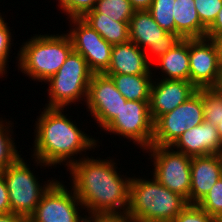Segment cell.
Segmentation results:
<instances>
[{"instance_id":"obj_23","label":"cell","mask_w":222,"mask_h":222,"mask_svg":"<svg viewBox=\"0 0 222 222\" xmlns=\"http://www.w3.org/2000/svg\"><path fill=\"white\" fill-rule=\"evenodd\" d=\"M12 118H9V120L5 118V115L3 117L0 115V172L14 164L24 154L16 145L14 128L16 129L18 126L14 127L16 123Z\"/></svg>"},{"instance_id":"obj_10","label":"cell","mask_w":222,"mask_h":222,"mask_svg":"<svg viewBox=\"0 0 222 222\" xmlns=\"http://www.w3.org/2000/svg\"><path fill=\"white\" fill-rule=\"evenodd\" d=\"M204 121L202 89L153 122L152 146H171L187 129Z\"/></svg>"},{"instance_id":"obj_36","label":"cell","mask_w":222,"mask_h":222,"mask_svg":"<svg viewBox=\"0 0 222 222\" xmlns=\"http://www.w3.org/2000/svg\"><path fill=\"white\" fill-rule=\"evenodd\" d=\"M0 222H27V219L15 213L0 214Z\"/></svg>"},{"instance_id":"obj_16","label":"cell","mask_w":222,"mask_h":222,"mask_svg":"<svg viewBox=\"0 0 222 222\" xmlns=\"http://www.w3.org/2000/svg\"><path fill=\"white\" fill-rule=\"evenodd\" d=\"M171 147L190 157L222 154V142L217 127L207 121L187 129Z\"/></svg>"},{"instance_id":"obj_7","label":"cell","mask_w":222,"mask_h":222,"mask_svg":"<svg viewBox=\"0 0 222 222\" xmlns=\"http://www.w3.org/2000/svg\"><path fill=\"white\" fill-rule=\"evenodd\" d=\"M143 153L145 158L148 154V164L152 163L147 165L152 166L151 176L170 191L180 194L190 204L192 157L174 150L171 146H150Z\"/></svg>"},{"instance_id":"obj_27","label":"cell","mask_w":222,"mask_h":222,"mask_svg":"<svg viewBox=\"0 0 222 222\" xmlns=\"http://www.w3.org/2000/svg\"><path fill=\"white\" fill-rule=\"evenodd\" d=\"M204 121L217 126L222 122V93L215 88L202 89Z\"/></svg>"},{"instance_id":"obj_15","label":"cell","mask_w":222,"mask_h":222,"mask_svg":"<svg viewBox=\"0 0 222 222\" xmlns=\"http://www.w3.org/2000/svg\"><path fill=\"white\" fill-rule=\"evenodd\" d=\"M196 91L197 88L187 80L153 78L149 96V111L153 122L184 103Z\"/></svg>"},{"instance_id":"obj_8","label":"cell","mask_w":222,"mask_h":222,"mask_svg":"<svg viewBox=\"0 0 222 222\" xmlns=\"http://www.w3.org/2000/svg\"><path fill=\"white\" fill-rule=\"evenodd\" d=\"M103 135L116 136L142 152L152 146L153 120L149 111V101L127 100L118 115L102 130ZM113 134V135H112ZM123 137V138H122Z\"/></svg>"},{"instance_id":"obj_22","label":"cell","mask_w":222,"mask_h":222,"mask_svg":"<svg viewBox=\"0 0 222 222\" xmlns=\"http://www.w3.org/2000/svg\"><path fill=\"white\" fill-rule=\"evenodd\" d=\"M112 78L118 91L127 100L149 101L153 74H105Z\"/></svg>"},{"instance_id":"obj_28","label":"cell","mask_w":222,"mask_h":222,"mask_svg":"<svg viewBox=\"0 0 222 222\" xmlns=\"http://www.w3.org/2000/svg\"><path fill=\"white\" fill-rule=\"evenodd\" d=\"M97 0H55L56 6L65 19L82 18L88 11L93 10Z\"/></svg>"},{"instance_id":"obj_29","label":"cell","mask_w":222,"mask_h":222,"mask_svg":"<svg viewBox=\"0 0 222 222\" xmlns=\"http://www.w3.org/2000/svg\"><path fill=\"white\" fill-rule=\"evenodd\" d=\"M198 205L213 218L222 212V177L215 183Z\"/></svg>"},{"instance_id":"obj_11","label":"cell","mask_w":222,"mask_h":222,"mask_svg":"<svg viewBox=\"0 0 222 222\" xmlns=\"http://www.w3.org/2000/svg\"><path fill=\"white\" fill-rule=\"evenodd\" d=\"M128 26L130 41L145 51L151 65L182 39L163 30L147 10L135 11Z\"/></svg>"},{"instance_id":"obj_1","label":"cell","mask_w":222,"mask_h":222,"mask_svg":"<svg viewBox=\"0 0 222 222\" xmlns=\"http://www.w3.org/2000/svg\"><path fill=\"white\" fill-rule=\"evenodd\" d=\"M69 109L40 108L39 115L32 125L34 139L31 144L33 147L28 149L31 150L29 157L38 159L51 169L64 166L67 170L73 163L90 153L93 154L96 150L100 151V146L103 147L102 140L99 139L100 135L96 138L93 137L96 135L87 134L85 131L90 129L82 128L83 122L81 124L78 123L79 121L76 122L77 119L73 120L69 112L66 114Z\"/></svg>"},{"instance_id":"obj_9","label":"cell","mask_w":222,"mask_h":222,"mask_svg":"<svg viewBox=\"0 0 222 222\" xmlns=\"http://www.w3.org/2000/svg\"><path fill=\"white\" fill-rule=\"evenodd\" d=\"M65 184L66 180L59 176L43 194L27 222H84L86 211L73 188Z\"/></svg>"},{"instance_id":"obj_33","label":"cell","mask_w":222,"mask_h":222,"mask_svg":"<svg viewBox=\"0 0 222 222\" xmlns=\"http://www.w3.org/2000/svg\"><path fill=\"white\" fill-rule=\"evenodd\" d=\"M8 195L9 193L5 179L0 173V214H7L11 212V205Z\"/></svg>"},{"instance_id":"obj_6","label":"cell","mask_w":222,"mask_h":222,"mask_svg":"<svg viewBox=\"0 0 222 222\" xmlns=\"http://www.w3.org/2000/svg\"><path fill=\"white\" fill-rule=\"evenodd\" d=\"M92 75L85 58L72 51L58 72L43 83L48 84V97L45 96L48 101L43 106L67 109L76 104L85 106Z\"/></svg>"},{"instance_id":"obj_21","label":"cell","mask_w":222,"mask_h":222,"mask_svg":"<svg viewBox=\"0 0 222 222\" xmlns=\"http://www.w3.org/2000/svg\"><path fill=\"white\" fill-rule=\"evenodd\" d=\"M82 19L112 46L130 41L129 21H115L101 13H86Z\"/></svg>"},{"instance_id":"obj_25","label":"cell","mask_w":222,"mask_h":222,"mask_svg":"<svg viewBox=\"0 0 222 222\" xmlns=\"http://www.w3.org/2000/svg\"><path fill=\"white\" fill-rule=\"evenodd\" d=\"M5 12H0V78H5L8 76V71L9 69V59L10 62L12 60V47L16 43H14V34L15 33L13 27H10L9 23L5 20L7 19L6 15H4ZM5 17V18H4ZM9 25V26H8ZM11 55V58H10ZM7 74V75H6ZM5 77H4V76Z\"/></svg>"},{"instance_id":"obj_34","label":"cell","mask_w":222,"mask_h":222,"mask_svg":"<svg viewBox=\"0 0 222 222\" xmlns=\"http://www.w3.org/2000/svg\"><path fill=\"white\" fill-rule=\"evenodd\" d=\"M221 32H222V8L217 14L215 21L207 28L205 37L213 40Z\"/></svg>"},{"instance_id":"obj_40","label":"cell","mask_w":222,"mask_h":222,"mask_svg":"<svg viewBox=\"0 0 222 222\" xmlns=\"http://www.w3.org/2000/svg\"><path fill=\"white\" fill-rule=\"evenodd\" d=\"M214 222H222V212L214 218Z\"/></svg>"},{"instance_id":"obj_3","label":"cell","mask_w":222,"mask_h":222,"mask_svg":"<svg viewBox=\"0 0 222 222\" xmlns=\"http://www.w3.org/2000/svg\"><path fill=\"white\" fill-rule=\"evenodd\" d=\"M63 32L50 34L47 31V34H42L38 31V34H31L25 41L23 39L17 56L13 57L18 72L29 80L41 82V86L56 74L73 51L70 37Z\"/></svg>"},{"instance_id":"obj_13","label":"cell","mask_w":222,"mask_h":222,"mask_svg":"<svg viewBox=\"0 0 222 222\" xmlns=\"http://www.w3.org/2000/svg\"><path fill=\"white\" fill-rule=\"evenodd\" d=\"M127 99L118 91L114 81L108 75L93 74L88 87V95L85 103L89 122H94L102 133V130L118 115L122 105Z\"/></svg>"},{"instance_id":"obj_35","label":"cell","mask_w":222,"mask_h":222,"mask_svg":"<svg viewBox=\"0 0 222 222\" xmlns=\"http://www.w3.org/2000/svg\"><path fill=\"white\" fill-rule=\"evenodd\" d=\"M135 11L148 10L153 0H129Z\"/></svg>"},{"instance_id":"obj_12","label":"cell","mask_w":222,"mask_h":222,"mask_svg":"<svg viewBox=\"0 0 222 222\" xmlns=\"http://www.w3.org/2000/svg\"><path fill=\"white\" fill-rule=\"evenodd\" d=\"M66 33L71 39L73 51L81 54L93 74H103L110 66L113 46L109 44L82 18L67 19Z\"/></svg>"},{"instance_id":"obj_38","label":"cell","mask_w":222,"mask_h":222,"mask_svg":"<svg viewBox=\"0 0 222 222\" xmlns=\"http://www.w3.org/2000/svg\"><path fill=\"white\" fill-rule=\"evenodd\" d=\"M218 92L222 93V64L220 66V72H219V77L218 81L216 83V86L214 87Z\"/></svg>"},{"instance_id":"obj_4","label":"cell","mask_w":222,"mask_h":222,"mask_svg":"<svg viewBox=\"0 0 222 222\" xmlns=\"http://www.w3.org/2000/svg\"><path fill=\"white\" fill-rule=\"evenodd\" d=\"M149 175L132 174L127 216L132 222H172L188 205L180 194L160 184Z\"/></svg>"},{"instance_id":"obj_24","label":"cell","mask_w":222,"mask_h":222,"mask_svg":"<svg viewBox=\"0 0 222 222\" xmlns=\"http://www.w3.org/2000/svg\"><path fill=\"white\" fill-rule=\"evenodd\" d=\"M135 10L129 0H97L93 10L87 13H101L115 21H130Z\"/></svg>"},{"instance_id":"obj_5","label":"cell","mask_w":222,"mask_h":222,"mask_svg":"<svg viewBox=\"0 0 222 222\" xmlns=\"http://www.w3.org/2000/svg\"><path fill=\"white\" fill-rule=\"evenodd\" d=\"M24 157L25 156L22 155L14 164H11L0 173L3 175L7 185L11 212L28 220L34 213L43 194L58 179V176L57 178L56 176L54 178L53 176L45 178L47 180L39 177V172H37L35 168L38 170L37 167H39L40 170L43 169L45 170L44 173H46V169L48 168V171H51L49 170L51 167L33 157H30L33 164L31 160L29 164L26 157Z\"/></svg>"},{"instance_id":"obj_32","label":"cell","mask_w":222,"mask_h":222,"mask_svg":"<svg viewBox=\"0 0 222 222\" xmlns=\"http://www.w3.org/2000/svg\"><path fill=\"white\" fill-rule=\"evenodd\" d=\"M84 222H132L127 214L123 213H86Z\"/></svg>"},{"instance_id":"obj_39","label":"cell","mask_w":222,"mask_h":222,"mask_svg":"<svg viewBox=\"0 0 222 222\" xmlns=\"http://www.w3.org/2000/svg\"><path fill=\"white\" fill-rule=\"evenodd\" d=\"M216 127H217V130H218L219 138L222 142V122H221V124H218Z\"/></svg>"},{"instance_id":"obj_17","label":"cell","mask_w":222,"mask_h":222,"mask_svg":"<svg viewBox=\"0 0 222 222\" xmlns=\"http://www.w3.org/2000/svg\"><path fill=\"white\" fill-rule=\"evenodd\" d=\"M222 177V154L192 157L190 204H198Z\"/></svg>"},{"instance_id":"obj_19","label":"cell","mask_w":222,"mask_h":222,"mask_svg":"<svg viewBox=\"0 0 222 222\" xmlns=\"http://www.w3.org/2000/svg\"><path fill=\"white\" fill-rule=\"evenodd\" d=\"M151 66L153 78L189 81V39H181Z\"/></svg>"},{"instance_id":"obj_2","label":"cell","mask_w":222,"mask_h":222,"mask_svg":"<svg viewBox=\"0 0 222 222\" xmlns=\"http://www.w3.org/2000/svg\"><path fill=\"white\" fill-rule=\"evenodd\" d=\"M113 157L114 155L107 158L86 156L66 170L69 173L65 174L70 175L66 179L67 183L73 188L87 213L127 212L132 169L124 175L123 168L120 166L118 170L117 166L122 159Z\"/></svg>"},{"instance_id":"obj_14","label":"cell","mask_w":222,"mask_h":222,"mask_svg":"<svg viewBox=\"0 0 222 222\" xmlns=\"http://www.w3.org/2000/svg\"><path fill=\"white\" fill-rule=\"evenodd\" d=\"M189 81L197 88H214L220 72L215 42L208 38L189 39Z\"/></svg>"},{"instance_id":"obj_37","label":"cell","mask_w":222,"mask_h":222,"mask_svg":"<svg viewBox=\"0 0 222 222\" xmlns=\"http://www.w3.org/2000/svg\"><path fill=\"white\" fill-rule=\"evenodd\" d=\"M213 41L215 42L217 49H218V54H219V58H220V62L222 64V32L219 33L214 39Z\"/></svg>"},{"instance_id":"obj_30","label":"cell","mask_w":222,"mask_h":222,"mask_svg":"<svg viewBox=\"0 0 222 222\" xmlns=\"http://www.w3.org/2000/svg\"><path fill=\"white\" fill-rule=\"evenodd\" d=\"M200 22L208 28L222 8V0H194Z\"/></svg>"},{"instance_id":"obj_20","label":"cell","mask_w":222,"mask_h":222,"mask_svg":"<svg viewBox=\"0 0 222 222\" xmlns=\"http://www.w3.org/2000/svg\"><path fill=\"white\" fill-rule=\"evenodd\" d=\"M175 34L182 39L205 38L207 28L200 22L194 0H175Z\"/></svg>"},{"instance_id":"obj_31","label":"cell","mask_w":222,"mask_h":222,"mask_svg":"<svg viewBox=\"0 0 222 222\" xmlns=\"http://www.w3.org/2000/svg\"><path fill=\"white\" fill-rule=\"evenodd\" d=\"M172 222H214V218L198 204H188Z\"/></svg>"},{"instance_id":"obj_26","label":"cell","mask_w":222,"mask_h":222,"mask_svg":"<svg viewBox=\"0 0 222 222\" xmlns=\"http://www.w3.org/2000/svg\"><path fill=\"white\" fill-rule=\"evenodd\" d=\"M174 2L175 0H153L147 10L163 30L173 34H175Z\"/></svg>"},{"instance_id":"obj_18","label":"cell","mask_w":222,"mask_h":222,"mask_svg":"<svg viewBox=\"0 0 222 222\" xmlns=\"http://www.w3.org/2000/svg\"><path fill=\"white\" fill-rule=\"evenodd\" d=\"M152 66L146 58L145 51L135 43L113 45L110 66L104 74H152Z\"/></svg>"}]
</instances>
